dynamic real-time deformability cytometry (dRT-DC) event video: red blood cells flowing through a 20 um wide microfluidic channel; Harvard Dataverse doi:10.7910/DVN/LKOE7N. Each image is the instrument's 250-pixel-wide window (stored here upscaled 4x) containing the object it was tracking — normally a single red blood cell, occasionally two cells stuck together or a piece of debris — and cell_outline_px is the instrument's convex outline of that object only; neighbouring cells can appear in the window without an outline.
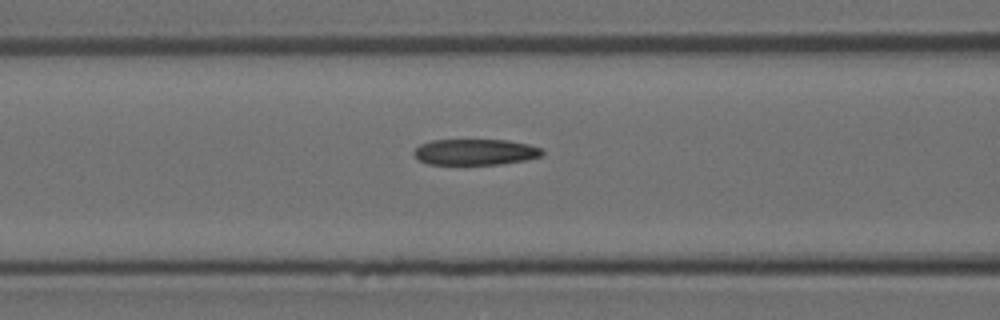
{"species": "Egyptian fruit bat (a non-hibernating species)", "species_latin": "Rousettus aegyptiacus", "temperature_condition": "room temperature", "stored_images_in_passage": 34, "camera_frame_rate_fps": 3000, "um_per_image_px": 0.085, "animal": {"sex": "female"}, "frame": {"image": 1, "passage_image": 15, "time_ms": 4.667, "image_size_px": [1000, 320], "cell_outline_px": [[544, 156], [524, 160], [500, 164], [428, 164], [420, 160], [412, 152], [420, 144], [432, 140], [508, 140], [528, 144], [540, 148], [544, 152]], "centroid_in_image_um": [40.41, 12.92], "position_along_channel_um": 126.2, "area_um2": 19.36}}
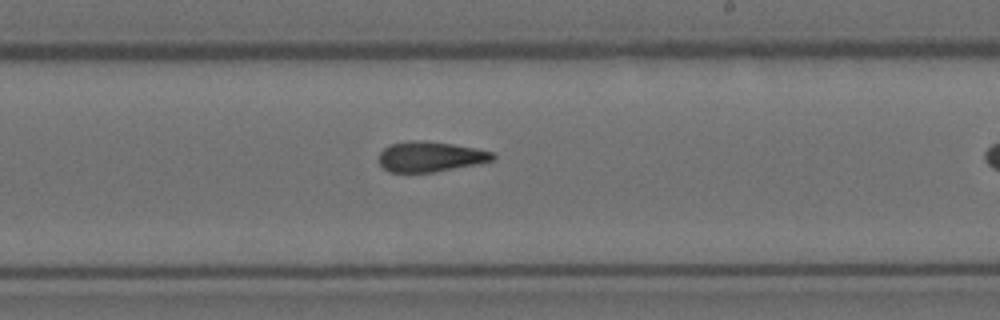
{"frame": {"image": 2, "passage_image": 24, "time_ms": 7.667, "image_size_px": [1000, 320], "cell_outline_px": [[496, 156], [492, 160], [476, 164], [436, 172], [388, 172], [376, 160], [380, 152], [388, 144], [412, 140], [424, 140], [452, 144], [476, 148], [492, 152]], "centroid_in_image_um": [36.52, 13.31], "position_along_channel_um": 252.5, "area_um2": 20.23}}
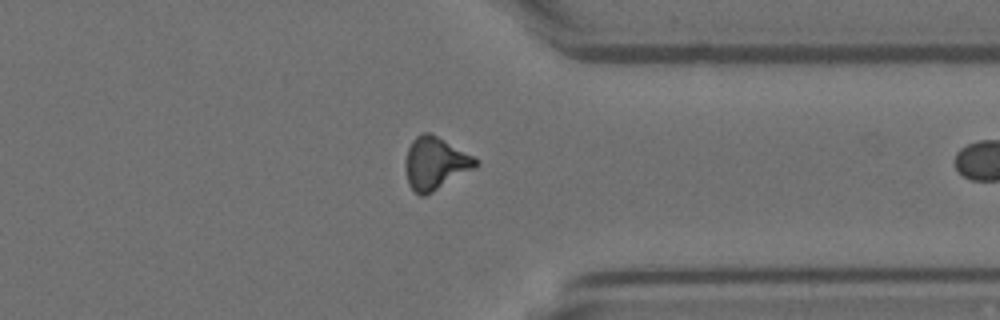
{"frame": {"image": 3, "passage_image": 33, "time_ms": 10.667, "image_size_px": [1000, 320], "cell_outline_px": [[480, 164], [476, 168], [432, 192], [424, 196], [420, 196], [408, 184], [404, 168], [404, 160], [408, 148], [412, 140], [416, 136], [424, 132], [428, 132], [436, 136], [480, 160]], "centroid_in_image_um": [36.98, 13.9], "position_along_channel_um": 374.4, "area_um2": 21.5}}